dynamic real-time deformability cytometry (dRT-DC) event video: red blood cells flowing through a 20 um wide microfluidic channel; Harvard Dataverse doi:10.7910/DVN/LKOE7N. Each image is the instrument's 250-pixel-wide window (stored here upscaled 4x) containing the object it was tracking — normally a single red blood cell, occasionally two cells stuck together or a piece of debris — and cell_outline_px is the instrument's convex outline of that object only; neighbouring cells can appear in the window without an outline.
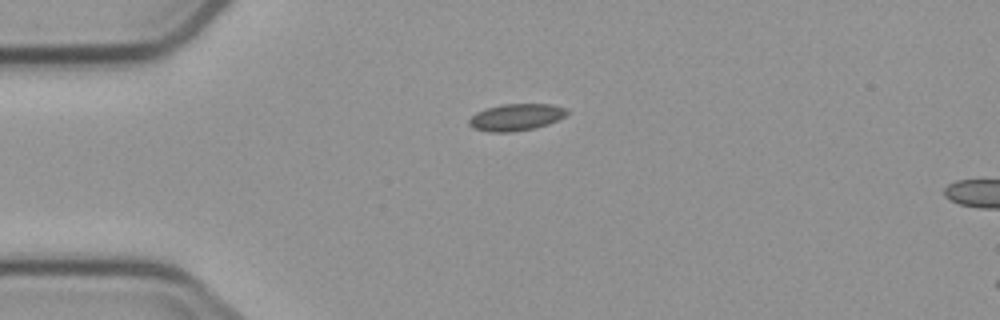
{"species": "common noctule bat (a hibernating species)", "species_latin": "Nyctalus noctula", "temperature_condition": "cold", "stored_images_in_passage": 2, "camera_frame_rate_fps": 3000, "um_per_image_px": 0.085, "animal": {"sex": "male", "body_mass_g": 23.1, "forearm_length_mm": 52.7}, "frame": {"image": 1, "passage_image": 1, "time_ms": 0.0, "image_size_px": [1000, 320], "cell_outline_px": [[568, 112], [564, 116], [548, 124], [536, 128], [508, 132], [488, 132], [472, 128], [468, 124], [468, 120], [476, 112], [484, 108], [500, 104], [552, 104], [568, 108]], "centroid_in_image_um": [43.83, 9.95], "position_along_channel_um": 41.2, "area_um2": 15.49}}